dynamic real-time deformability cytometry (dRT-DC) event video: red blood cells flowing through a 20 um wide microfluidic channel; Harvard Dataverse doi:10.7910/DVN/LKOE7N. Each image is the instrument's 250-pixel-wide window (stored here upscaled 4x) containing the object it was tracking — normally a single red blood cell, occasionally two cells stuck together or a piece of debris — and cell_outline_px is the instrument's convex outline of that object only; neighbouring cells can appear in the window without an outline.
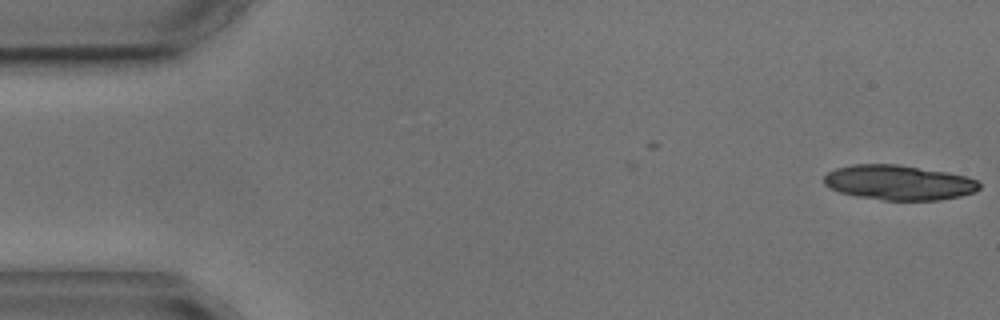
{"species": "common noctule bat (a hibernating species)", "species_latin": "Nyctalus noctula", "temperature_condition": "cold", "stored_images_in_passage": 2, "camera_frame_rate_fps": 3000, "um_per_image_px": 0.085, "animal": {"sex": "male", "body_mass_g": 17.9, "forearm_length_mm": 54.2}, "frame": {"image": 1, "passage_image": 2, "time_ms": 1.333, "image_size_px": [1000, 320], "cell_outline_px": [[980, 188], [976, 192], [960, 196], [940, 200], [884, 200], [856, 196], [840, 192], [824, 184], [824, 176], [828, 172], [836, 168], [852, 164], [896, 164], [948, 172], [964, 176], [976, 180], [980, 184]], "centroid_in_image_um": [76.4, 15.51], "position_along_channel_um": 8.6, "area_um2": 31.56}}